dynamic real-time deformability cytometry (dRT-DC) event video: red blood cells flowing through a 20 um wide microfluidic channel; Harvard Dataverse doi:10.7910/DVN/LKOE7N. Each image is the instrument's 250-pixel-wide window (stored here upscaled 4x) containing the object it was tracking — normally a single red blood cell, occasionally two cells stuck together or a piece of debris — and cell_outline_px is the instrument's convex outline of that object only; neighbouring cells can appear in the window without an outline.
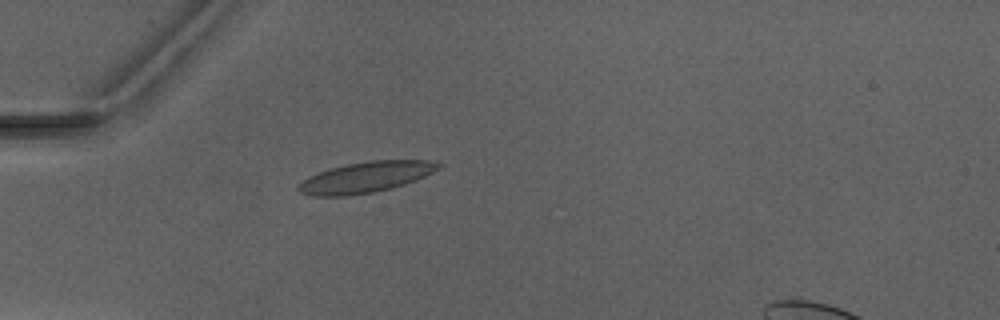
{"species": "Egyptian fruit bat (a non-hibernating species)", "species_latin": "Rousettus aegyptiacus", "temperature_condition": "warm", "stored_images_in_passage": 5, "camera_frame_rate_fps": 3000, "um_per_image_px": 0.085, "animal": {"sex": "male"}, "frame": {"image": 1, "passage_image": 5, "time_ms": 4.667, "image_size_px": [1000, 320], "cell_outline_px": [[444, 164], [440, 168], [416, 180], [392, 188], [372, 192], [344, 196], [312, 196], [300, 192], [296, 188], [308, 176], [328, 168], [348, 164], [372, 160], [428, 160]], "centroid_in_image_um": [31.09, 15.06], "position_along_channel_um": 53.9, "area_um2": 25.03}}